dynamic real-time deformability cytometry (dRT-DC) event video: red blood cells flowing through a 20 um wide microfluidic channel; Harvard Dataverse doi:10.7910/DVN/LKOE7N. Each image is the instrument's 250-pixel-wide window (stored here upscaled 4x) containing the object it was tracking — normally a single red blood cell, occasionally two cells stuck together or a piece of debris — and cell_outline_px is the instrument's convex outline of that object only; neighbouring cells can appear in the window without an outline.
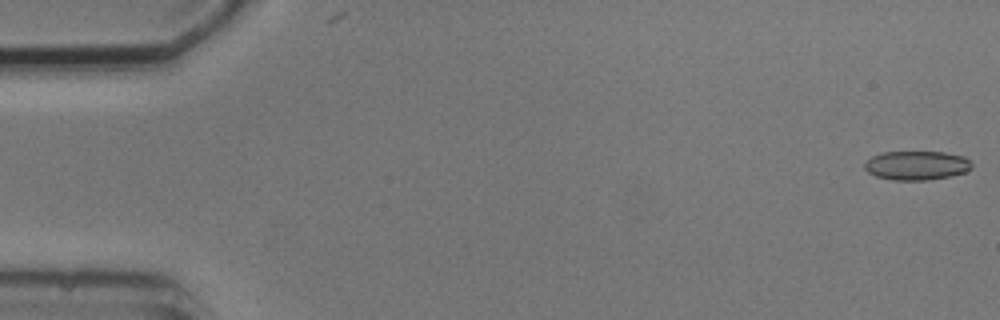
{"species": "common noctule bat (a hibernating species)", "species_latin": "Nyctalus noctula", "temperature_condition": "cold", "stored_images_in_passage": 3, "camera_frame_rate_fps": 3000, "um_per_image_px": 0.085, "animal": {"sex": "male", "body_mass_g": 20.5, "forearm_length_mm": 52.5}, "frame": {"image": 1, "passage_image": 1, "time_ms": 0.0, "image_size_px": [1000, 320], "cell_outline_px": [[972, 168], [964, 172], [948, 176], [924, 180], [892, 180], [876, 176], [868, 172], [864, 168], [864, 164], [872, 156], [884, 152], [944, 152], [964, 156], [972, 164]], "centroid_in_image_um": [77.9, 14.06], "position_along_channel_um": 7.1, "area_um2": 17.98}}
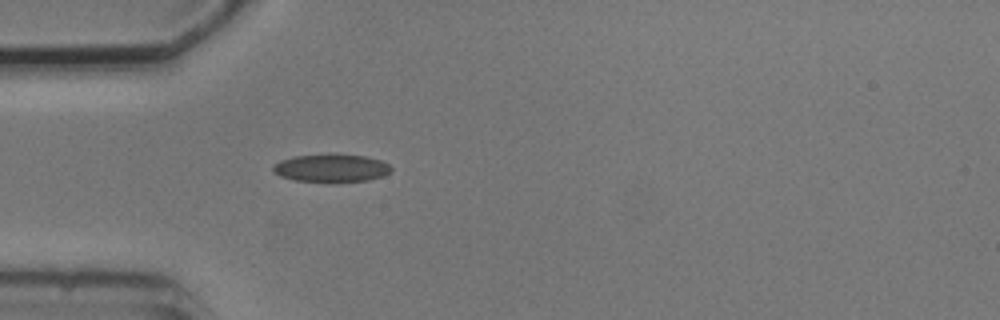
{"frame": {"image": 2, "passage_image": 3, "time_ms": 5.0, "image_size_px": [1000, 320], "cell_outline_px": [[392, 168], [384, 176], [368, 180], [332, 184], [296, 180], [280, 176], [272, 168], [272, 164], [280, 160], [296, 156], [332, 152], [364, 156], [380, 160], [388, 164]], "centroid_in_image_um": [28.15, 14.29], "position_along_channel_um": 56.8, "area_um2": 20.0}}